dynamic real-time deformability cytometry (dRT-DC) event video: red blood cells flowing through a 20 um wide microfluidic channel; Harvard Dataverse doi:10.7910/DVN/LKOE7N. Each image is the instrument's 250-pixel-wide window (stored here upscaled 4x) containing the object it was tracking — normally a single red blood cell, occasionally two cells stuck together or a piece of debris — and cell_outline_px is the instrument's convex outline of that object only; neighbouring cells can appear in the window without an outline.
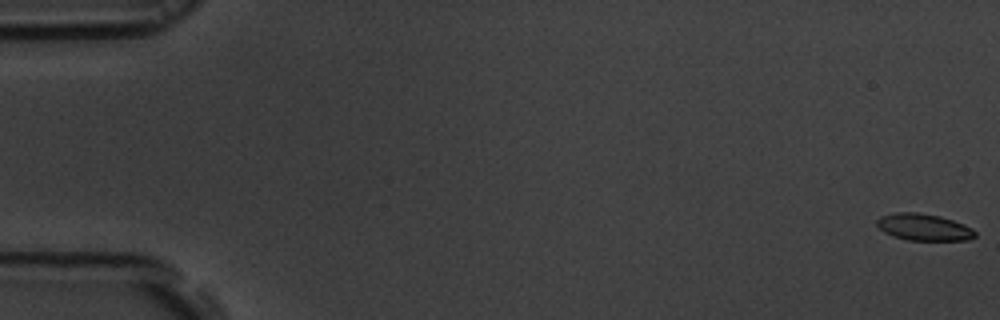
{"species": "common noctule bat (a hibernating species)", "species_latin": "Nyctalus noctula", "temperature_condition": "room temperature", "stored_images_in_passage": 56, "camera_frame_rate_fps": 3000, "um_per_image_px": 0.085, "animal": {"sex": "male", "body_mass_g": 19.5, "forearm_length_mm": 54.6}, "frame": {"image": 1, "passage_image": 1, "time_ms": 0.0, "image_size_px": [1000, 320], "cell_outline_px": [[976, 236], [968, 240], [908, 240], [892, 236], [884, 232], [876, 224], [876, 220], [880, 216], [896, 212], [916, 212], [940, 216], [964, 224], [972, 228], [976, 232]], "centroid_in_image_um": [78.51, 19.31], "position_along_channel_um": 6.5, "area_um2": 15.37}}
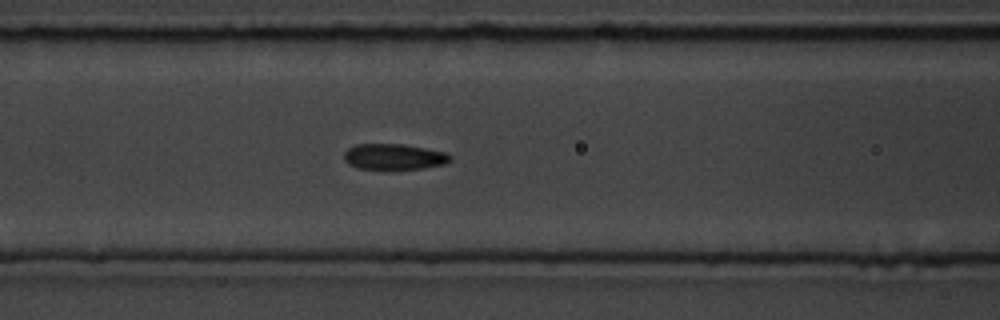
{"frame": {"image": 2, "passage_image": 24, "time_ms": 7.667, "image_size_px": [1000, 320], "cell_outline_px": [[452, 160], [444, 164], [424, 168], [392, 172], [384, 172], [360, 168], [348, 164], [344, 160], [344, 152], [348, 148], [356, 144], [404, 144], [444, 152], [452, 156]], "centroid_in_image_um": [33.47, 13.37], "position_along_channel_um": 133.1, "area_um2": 16.76}}
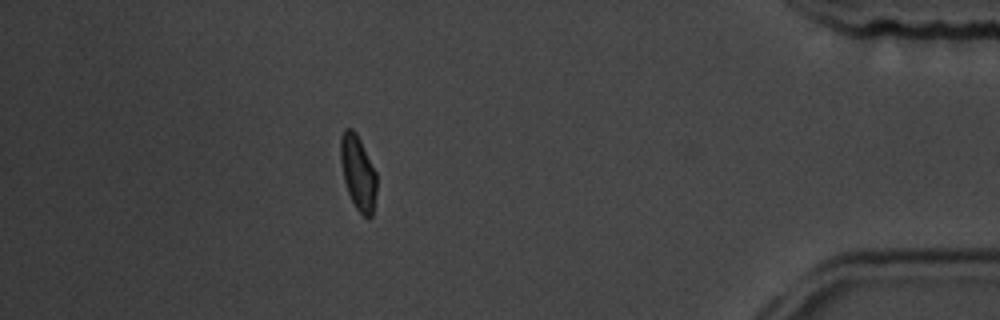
{"frame": {"image": 3, "passage_image": 50, "time_ms": 16.333, "image_size_px": [1000, 320], "cell_outline_px": [[376, 192], [372, 216], [368, 220], [356, 208], [348, 192], [344, 180], [340, 164], [340, 136], [344, 128], [352, 128], [356, 132], [376, 172]], "centroid_in_image_um": [30.41, 14.65], "position_along_channel_um": 404.8, "area_um2": 15.72}, "authors_computed_cell_mechanics": {"area_um2": 15.9239, "velocity_mm_per_s": 3.6782, "shape_relaxation_time_tau1_ms": 3.5981, "shape_relaxation_time_tau2_ms": 1.5161, "deformation_change_tau1": 0.1004, "deformation_change_tau2": 0.0623}}